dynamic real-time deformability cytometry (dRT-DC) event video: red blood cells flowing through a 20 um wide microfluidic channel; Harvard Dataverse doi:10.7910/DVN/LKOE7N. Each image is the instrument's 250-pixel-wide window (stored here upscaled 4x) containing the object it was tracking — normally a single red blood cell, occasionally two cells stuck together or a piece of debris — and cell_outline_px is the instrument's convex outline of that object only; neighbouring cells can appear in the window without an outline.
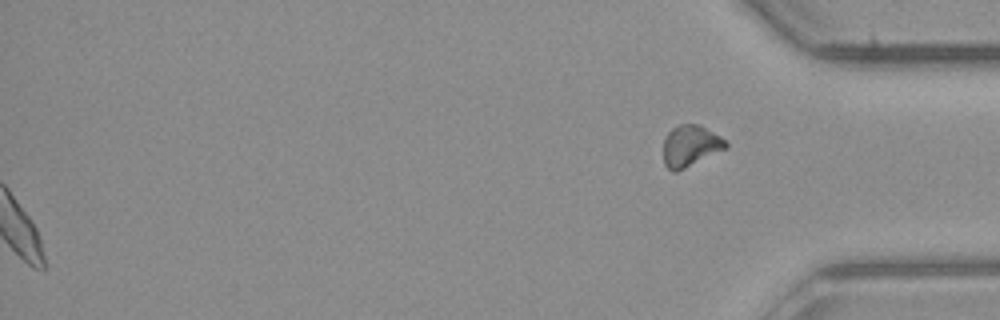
{"species": "common noctule bat (a hibernating species)", "species_latin": "Nyctalus noctula", "temperature_condition": "room temperature", "stored_images_in_passage": 45, "segment_of_instrument_passage": [2, 2], "camera_frame_rate_fps": 3000, "um_per_image_px": 0.085, "animal": {"sex": "male", "body_mass_g": 23.1, "forearm_length_mm": 52.7}, "frame": {"image": 1, "passage_image": 45, "time_ms": 14.667, "image_size_px": [1000, 320], "cell_outline_px": [[728, 148], [676, 172], [672, 172], [664, 164], [664, 140], [668, 132], [672, 128], [680, 124], [700, 124], [720, 136], [728, 144]], "centroid_in_image_um": [58.69, 12.4], "position_along_channel_um": 376.5, "area_um2": 15.03}}